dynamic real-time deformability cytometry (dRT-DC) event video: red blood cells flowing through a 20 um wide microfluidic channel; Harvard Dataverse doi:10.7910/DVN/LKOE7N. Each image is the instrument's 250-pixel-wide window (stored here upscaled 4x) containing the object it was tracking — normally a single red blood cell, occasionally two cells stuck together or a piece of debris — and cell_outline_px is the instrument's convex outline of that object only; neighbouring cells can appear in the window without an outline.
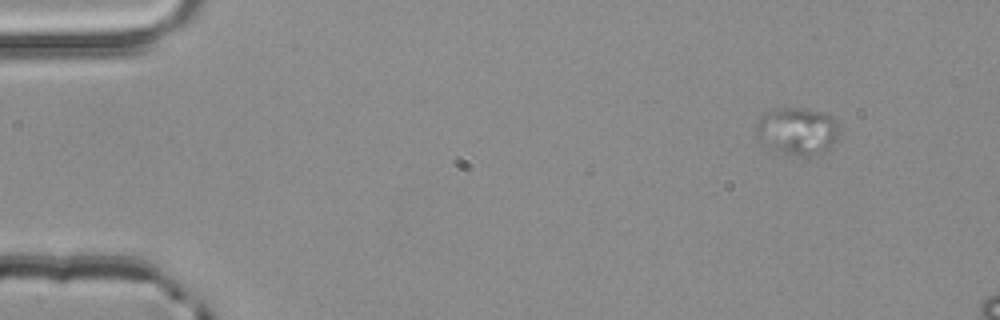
{"species": "common noctule bat (a hibernating species)", "species_latin": "Nyctalus noctula", "temperature_condition": "room temperature", "stored_images_in_passage": 4, "segment_of_instrument_passage": [1, 2], "camera_frame_rate_fps": 3000, "um_per_image_px": 0.085, "animal": {"sex": "male", "body_mass_g": 20.4}, "frame": {"image": 1, "passage_image": 2, "time_ms": 0.333, "image_size_px": [1000, 320], "cell_outline_px": [[840, 128], [836, 140], [828, 148], [804, 156], [800, 156], [764, 148], [756, 140], [756, 124], [764, 112], [772, 108], [788, 104], [824, 112], [832, 116], [840, 124]], "centroid_in_image_um": [67.7, 11.07], "position_along_channel_um": 17.3, "area_um2": 23.87}}